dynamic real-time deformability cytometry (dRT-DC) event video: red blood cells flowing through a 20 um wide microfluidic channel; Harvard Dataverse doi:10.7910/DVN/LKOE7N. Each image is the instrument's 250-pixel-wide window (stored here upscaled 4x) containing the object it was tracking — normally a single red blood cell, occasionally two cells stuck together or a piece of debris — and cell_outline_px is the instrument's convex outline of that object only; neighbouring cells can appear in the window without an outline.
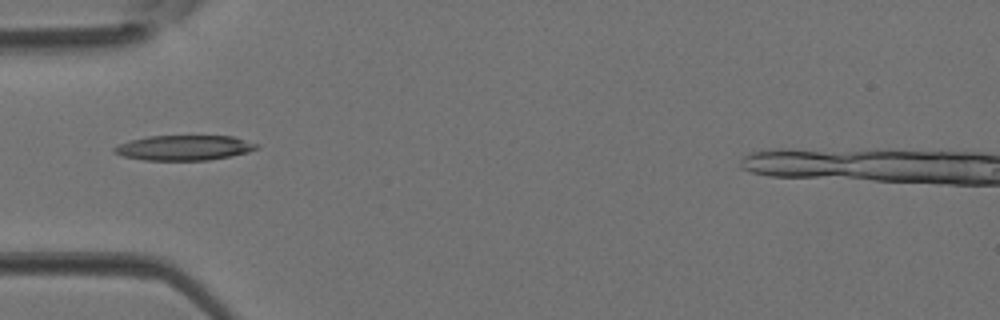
{"species": "Egyptian fruit bat (a non-hibernating species)", "species_latin": "Rousettus aegyptiacus", "temperature_condition": "room temperature", "stored_images_in_passage": 3, "camera_frame_rate_fps": 3000, "um_per_image_px": 0.085, "animal": {"sex": "female"}, "frame": {"image": 1, "passage_image": 3, "time_ms": 0.667, "image_size_px": [1000, 320], "cell_outline_px": [[260, 148], [248, 152], [208, 160], [144, 160], [124, 156], [112, 152], [112, 148], [120, 144], [132, 140], [148, 136], [232, 136], [260, 144]], "centroid_in_image_um": [15.68, 12.56], "position_along_channel_um": 69.3, "area_um2": 20.69}}